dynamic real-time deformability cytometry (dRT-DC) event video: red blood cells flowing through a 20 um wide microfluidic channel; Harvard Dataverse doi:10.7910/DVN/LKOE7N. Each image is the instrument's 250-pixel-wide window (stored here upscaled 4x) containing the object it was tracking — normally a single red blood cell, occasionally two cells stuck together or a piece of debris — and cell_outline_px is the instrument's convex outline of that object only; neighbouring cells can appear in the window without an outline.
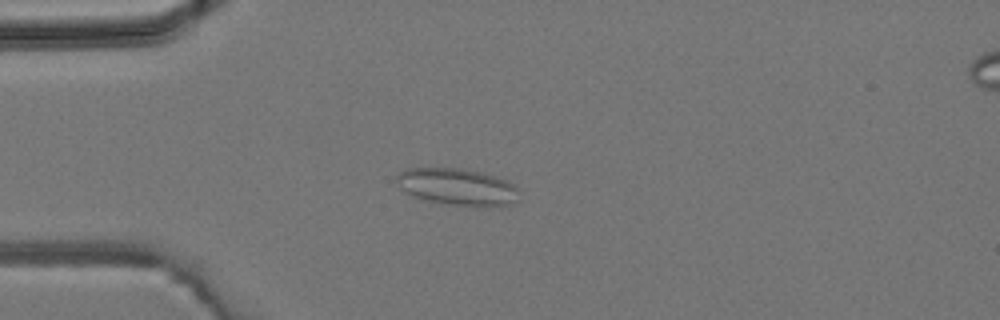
{"species": "common noctule bat (a hibernating species)", "species_latin": "Nyctalus noctula", "temperature_condition": "room temperature", "stored_images_in_passage": 4, "camera_frame_rate_fps": 3000, "um_per_image_px": 0.085, "animal": {"sex": "male", "body_mass_g": 19.2, "forearm_length_mm": 51.8}, "frame": {"image": 1, "passage_image": 4, "time_ms": 3.333, "image_size_px": [1000, 320], "cell_outline_px": [[520, 200], [512, 204], [488, 208], [484, 208], [448, 204], [424, 200], [404, 192], [400, 188], [396, 180], [396, 176], [400, 172], [408, 168], [460, 168], [480, 172], [508, 180], [516, 188]], "centroid_in_image_um": [38.9, 15.91], "position_along_channel_um": 46.1, "area_um2": 26.76}}